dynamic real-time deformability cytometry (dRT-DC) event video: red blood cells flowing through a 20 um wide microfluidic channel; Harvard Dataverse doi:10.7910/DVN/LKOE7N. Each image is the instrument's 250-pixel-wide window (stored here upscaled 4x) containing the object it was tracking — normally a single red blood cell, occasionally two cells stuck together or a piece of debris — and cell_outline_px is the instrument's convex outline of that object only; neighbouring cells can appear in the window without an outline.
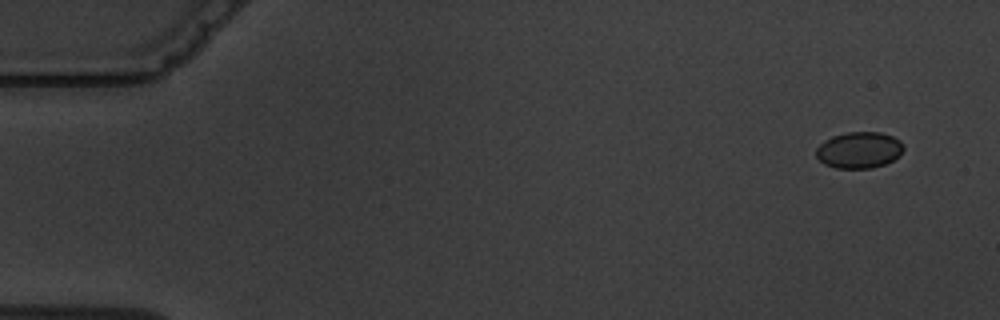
{"species": "common noctule bat (a hibernating species)", "species_latin": "Nyctalus noctula", "temperature_condition": "warm", "stored_images_in_passage": 5, "camera_frame_rate_fps": 3000, "um_per_image_px": 0.085, "animal": {"sex": "male", "body_mass_g": 19.5, "forearm_length_mm": 54.6}, "frame": {"image": 1, "passage_image": 1, "time_ms": 0.0, "image_size_px": [1000, 320], "cell_outline_px": [[904, 148], [900, 156], [884, 164], [872, 168], [836, 168], [824, 164], [816, 156], [816, 148], [824, 140], [832, 136], [848, 132], [880, 132], [892, 136], [900, 140], [904, 144]], "centroid_in_image_um": [73.03, 12.75], "position_along_channel_um": 12.0, "area_um2": 18.61}}